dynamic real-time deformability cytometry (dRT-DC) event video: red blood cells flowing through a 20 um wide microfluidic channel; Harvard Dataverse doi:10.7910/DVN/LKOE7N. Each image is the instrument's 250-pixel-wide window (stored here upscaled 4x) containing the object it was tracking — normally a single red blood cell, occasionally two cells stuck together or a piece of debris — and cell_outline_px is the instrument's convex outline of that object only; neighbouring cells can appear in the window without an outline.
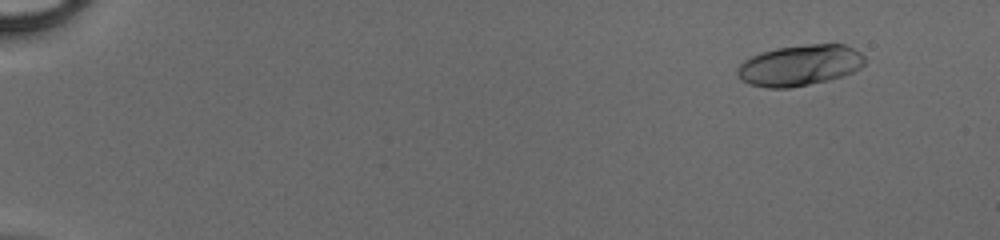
{"species": "human", "species_latin": "Homo sapiens", "temperature_condition": "cold", "stored_images_in_passage": 51, "camera_frame_rate_fps": 3000, "um_per_image_px": 0.085, "donor": {"sex": "male"}, "frame": {"image": 1, "passage_image": 6, "time_ms": 1.667, "image_size_px": [1000, 240], "cell_outline_px": [[868, 60], [860, 68], [844, 76], [828, 80], [788, 88], [764, 88], [748, 84], [736, 76], [736, 72], [740, 64], [744, 60], [752, 56], [776, 48], [808, 44], [844, 44], [860, 52]], "centroid_in_image_um": [67.98, 5.56], "position_along_channel_um": 17.0, "area_um2": 30.46}}
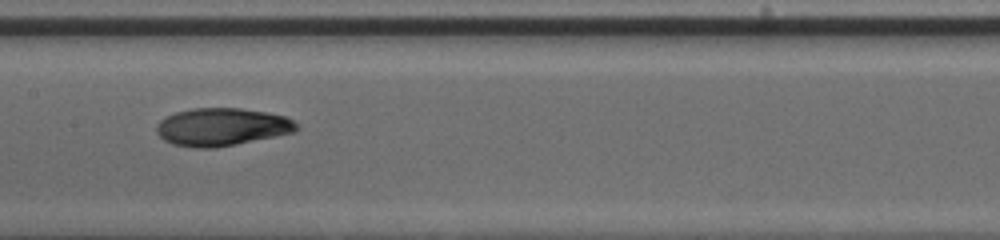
{"frame": {"image": 2, "passage_image": 29, "time_ms": 9.333, "image_size_px": [1000, 240], "cell_outline_px": [[300, 128], [292, 132], [276, 136], [236, 144], [212, 148], [196, 148], [172, 144], [164, 140], [156, 132], [156, 124], [164, 116], [176, 112], [192, 108], [240, 108], [268, 112], [284, 116], [292, 120]], "centroid_in_image_um": [18.82, 10.78], "position_along_channel_um": 188.6, "area_um2": 30.87}}
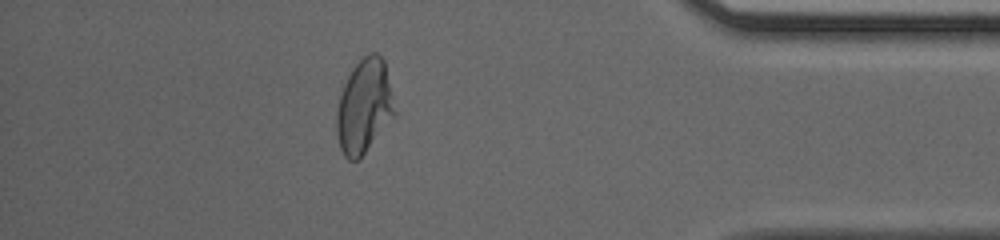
{"frame": {"image": 3, "passage_image": 46, "time_ms": 15.0, "image_size_px": [1000, 240], "cell_outline_px": [[396, 116], [364, 152], [356, 160], [348, 160], [344, 156], [340, 148], [336, 132], [336, 112], [340, 96], [344, 84], [352, 68], [364, 56], [372, 52], [376, 52], [384, 60], [396, 112]], "centroid_in_image_um": [30.95, 9.04], "position_along_channel_um": 404.2, "area_um2": 31.56}}